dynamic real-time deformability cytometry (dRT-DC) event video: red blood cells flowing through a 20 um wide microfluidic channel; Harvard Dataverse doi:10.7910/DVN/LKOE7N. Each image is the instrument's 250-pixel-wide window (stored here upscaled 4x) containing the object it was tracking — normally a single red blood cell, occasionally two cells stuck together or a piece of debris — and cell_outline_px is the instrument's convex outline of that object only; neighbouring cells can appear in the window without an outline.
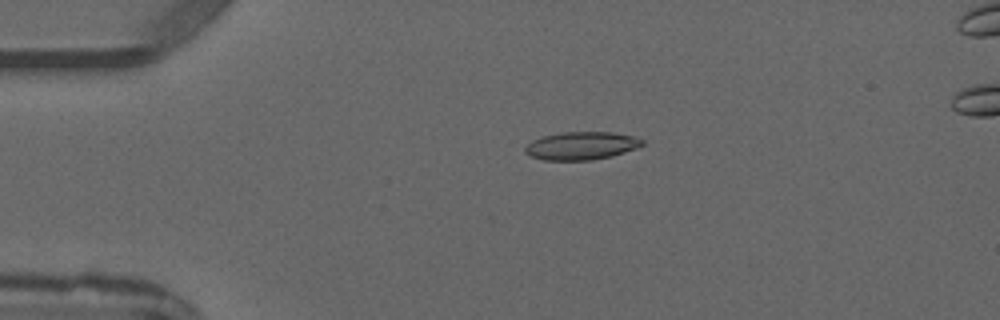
{"species": "common noctule bat (a hibernating species)", "species_latin": "Nyctalus noctula", "temperature_condition": "warm", "stored_images_in_passage": 4, "camera_frame_rate_fps": 3000, "um_per_image_px": 0.085, "animal": {"sex": "male", "forearm_length_mm": 52.5}, "frame": {"image": 1, "passage_image": 4, "time_ms": 4.333, "image_size_px": [1000, 320], "cell_outline_px": [[644, 144], [636, 148], [612, 156], [592, 160], [544, 160], [532, 156], [524, 152], [524, 148], [532, 140], [544, 136], [560, 132], [612, 132], [632, 136], [644, 140]], "centroid_in_image_um": [49.41, 12.39], "position_along_channel_um": 35.6, "area_um2": 19.02}}